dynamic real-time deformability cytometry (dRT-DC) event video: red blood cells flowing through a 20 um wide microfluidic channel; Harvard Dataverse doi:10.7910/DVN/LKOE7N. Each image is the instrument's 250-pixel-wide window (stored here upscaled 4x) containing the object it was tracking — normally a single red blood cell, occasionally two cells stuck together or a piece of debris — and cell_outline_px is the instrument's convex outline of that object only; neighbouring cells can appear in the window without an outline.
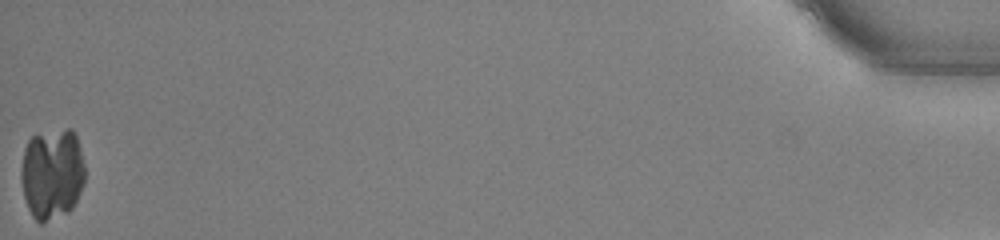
{"species": "common noctule bat (a hibernating species)", "species_latin": "Nyctalus noctula", "temperature_condition": "warm", "stored_images_in_passage": 39, "camera_frame_rate_fps": 3000, "um_per_image_px": 0.085, "animal": {"sex": "male", "body_mass_g": 13.0, "forearm_length_mm": 53.1}, "frame": {"image": 1, "passage_image": 39, "time_ms": 12.667, "image_size_px": [1000, 240], "cell_outline_px": [[84, 184], [72, 208], [68, 212], [40, 224], [32, 216], [28, 208], [24, 196], [20, 180], [20, 172], [24, 148], [28, 140], [32, 136], [68, 128], [72, 128], [76, 136], [80, 148], [84, 164]], "centroid_in_image_um": [4.41, 14.78], "position_along_channel_um": 430.8, "area_um2": 34.04}}